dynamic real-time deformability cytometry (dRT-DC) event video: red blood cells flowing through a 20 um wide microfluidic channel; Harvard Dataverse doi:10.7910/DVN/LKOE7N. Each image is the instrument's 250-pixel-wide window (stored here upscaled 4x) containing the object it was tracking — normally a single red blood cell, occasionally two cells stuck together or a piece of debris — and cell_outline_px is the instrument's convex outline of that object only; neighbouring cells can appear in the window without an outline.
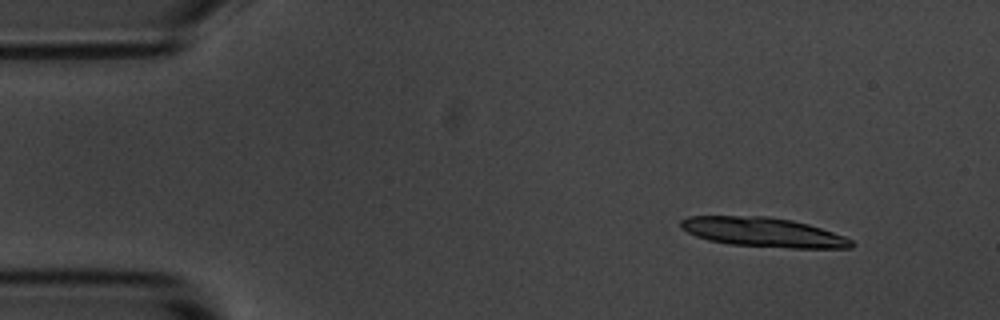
{"species": "common noctule bat (a hibernating species)", "species_latin": "Nyctalus noctula", "temperature_condition": "room temperature", "stored_images_in_passage": 3, "camera_frame_rate_fps": 3000, "um_per_image_px": 0.085, "animal": {"sex": "male", "body_mass_g": 20.1, "forearm_length_mm": 53.5}, "frame": {"image": 1, "passage_image": 1, "time_ms": 0.0, "image_size_px": [1000, 320], "cell_outline_px": [[856, 244], [852, 248], [792, 248], [728, 244], [708, 240], [696, 236], [680, 228], [680, 220], [688, 216], [768, 216], [792, 220], [808, 224], [844, 236], [852, 240]], "centroid_in_image_um": [64.87, 19.74], "position_along_channel_um": 20.1, "area_um2": 29.3}}